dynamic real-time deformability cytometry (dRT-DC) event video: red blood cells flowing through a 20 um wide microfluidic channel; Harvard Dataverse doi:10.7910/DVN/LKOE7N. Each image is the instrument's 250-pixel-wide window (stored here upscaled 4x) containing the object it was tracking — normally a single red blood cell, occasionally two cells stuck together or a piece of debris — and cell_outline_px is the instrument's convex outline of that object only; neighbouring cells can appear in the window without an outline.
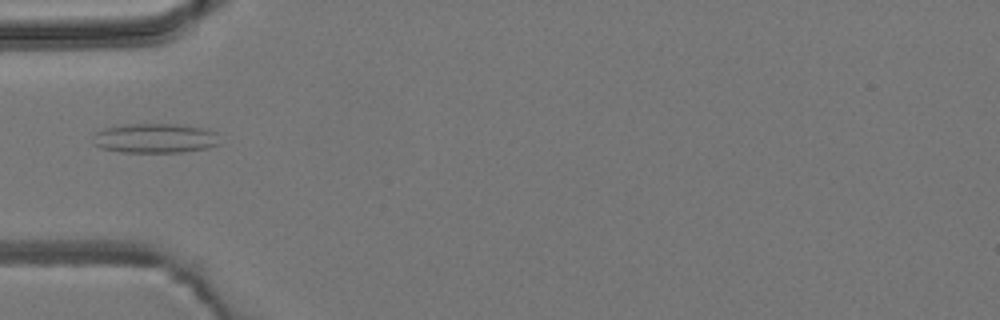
{"species": "common noctule bat (a hibernating species)", "species_latin": "Nyctalus noctula", "temperature_condition": "room temperature", "stored_images_in_passage": 1, "camera_frame_rate_fps": 3000, "um_per_image_px": 0.085, "animal": {"sex": "male", "body_mass_g": 19.2, "forearm_length_mm": 51.8}, "frame": {"image": 1, "passage_image": 1, "time_ms": 0.0, "image_size_px": [1000, 320], "cell_outline_px": [[220, 144], [208, 148], [180, 152], [120, 152], [100, 148], [92, 144], [96, 132], [104, 128], [124, 124], [176, 124], [208, 128], [216, 132]], "centroid_in_image_um": [13.19, 11.75], "position_along_channel_um": 71.8, "area_um2": 22.08}}